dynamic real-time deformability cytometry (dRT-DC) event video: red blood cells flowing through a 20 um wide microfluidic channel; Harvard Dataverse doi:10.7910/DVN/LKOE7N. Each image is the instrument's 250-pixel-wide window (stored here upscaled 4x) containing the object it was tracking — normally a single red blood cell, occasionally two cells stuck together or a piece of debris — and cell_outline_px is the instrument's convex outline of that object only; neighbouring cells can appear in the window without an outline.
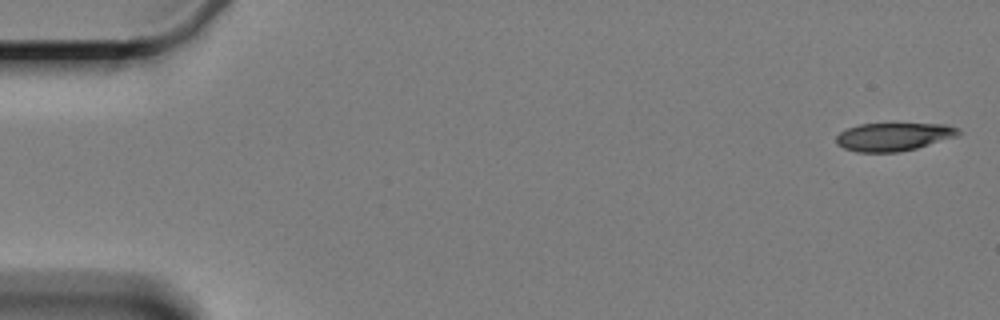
{"species": "Egyptian fruit bat (a non-hibernating species)", "species_latin": "Rousettus aegyptiacus", "temperature_condition": "cold", "stored_images_in_passage": 15, "camera_frame_rate_fps": 3000, "um_per_image_px": 0.085, "animal": {"sex": "female"}, "frame": {"image": 1, "passage_image": 1, "time_ms": 0.0, "image_size_px": [1000, 320], "cell_outline_px": [[960, 132], [956, 136], [916, 148], [896, 152], [856, 152], [844, 148], [836, 144], [836, 136], [840, 132], [848, 128], [860, 124], [944, 124], [956, 128]], "centroid_in_image_um": [75.89, 11.63], "position_along_channel_um": 9.1, "area_um2": 19.71}}
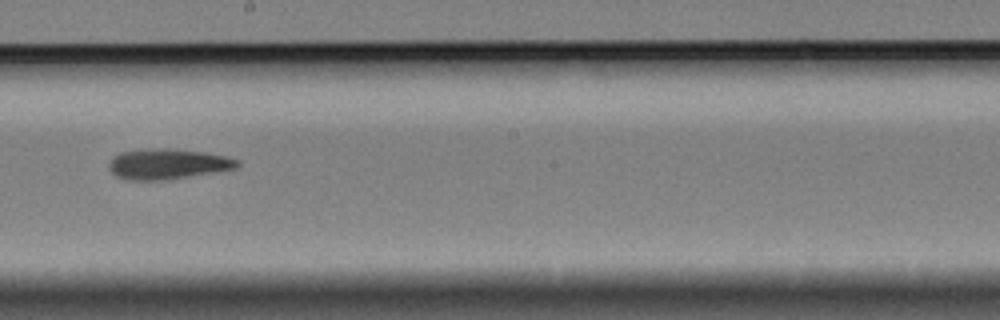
{"frame": {"image": 2, "passage_image": 9, "time_ms": 10.667, "image_size_px": [1000, 320], "cell_outline_px": [[240, 164], [236, 168], [184, 176], [156, 180], [132, 180], [116, 176], [108, 168], [108, 164], [112, 156], [120, 152], [148, 148], [176, 148], [208, 152], [240, 160]], "centroid_in_image_um": [14.21, 13.9], "position_along_channel_um": 234.0, "area_um2": 22.6}}
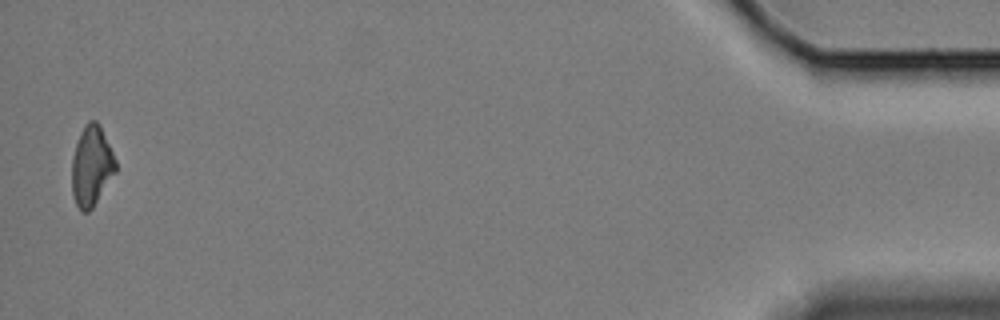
{"frame": {"image": 3, "passage_image": 15, "time_ms": 19.0, "image_size_px": [1000, 320], "cell_outline_px": [[116, 172], [92, 208], [88, 212], [80, 212], [76, 204], [72, 192], [72, 160], [76, 144], [80, 132], [84, 124], [88, 120], [96, 120], [100, 124], [116, 160]], "centroid_in_image_um": [7.78, 14.1], "position_along_channel_um": 427.4, "area_um2": 20.52}}